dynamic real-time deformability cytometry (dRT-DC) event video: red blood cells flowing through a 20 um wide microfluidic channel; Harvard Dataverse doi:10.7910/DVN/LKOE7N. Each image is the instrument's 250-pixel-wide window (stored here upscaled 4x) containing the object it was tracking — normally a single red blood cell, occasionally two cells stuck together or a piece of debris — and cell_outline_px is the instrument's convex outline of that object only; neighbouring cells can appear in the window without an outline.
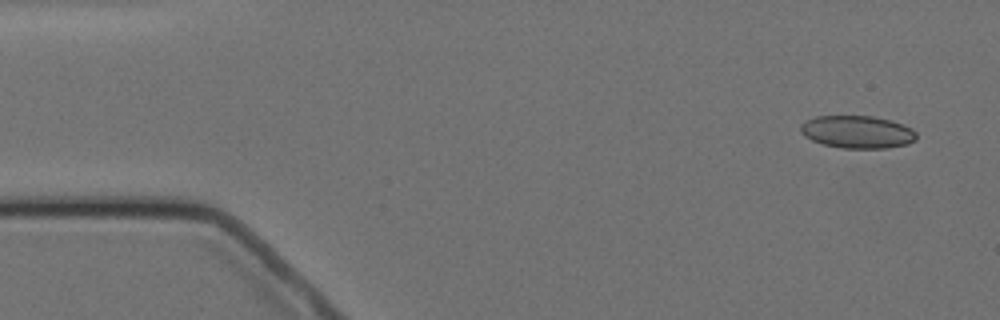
{"species": "Egyptian fruit bat (a non-hibernating species)", "species_latin": "Rousettus aegyptiacus", "temperature_condition": "cold", "stored_images_in_passage": 6, "camera_frame_rate_fps": 3000, "um_per_image_px": 0.085, "animal": {"sex": "female"}, "frame": {"image": 1, "passage_image": 1, "time_ms": 0.0, "image_size_px": [1000, 320], "cell_outline_px": [[916, 140], [908, 144], [888, 148], [840, 148], [824, 144], [812, 140], [804, 136], [800, 132], [800, 124], [804, 120], [816, 116], [872, 116], [892, 120], [912, 128], [916, 132]], "centroid_in_image_um": [72.87, 11.21], "position_along_channel_um": 12.1, "area_um2": 22.25}}
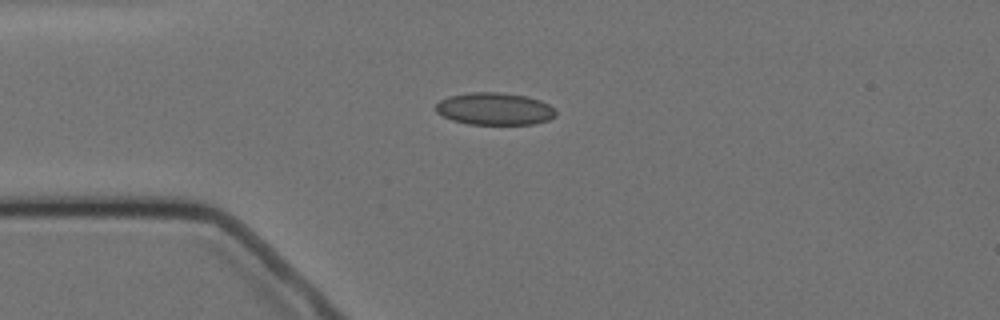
{"frame": {"image": 2, "passage_image": 4, "time_ms": 3.333, "image_size_px": [1000, 320], "cell_outline_px": [[556, 116], [548, 120], [536, 124], [468, 124], [452, 120], [436, 112], [436, 104], [440, 100], [448, 96], [468, 92], [500, 92], [528, 96], [540, 100], [556, 108]], "centroid_in_image_um": [42.07, 9.24], "position_along_channel_um": 42.9, "area_um2": 22.83}}
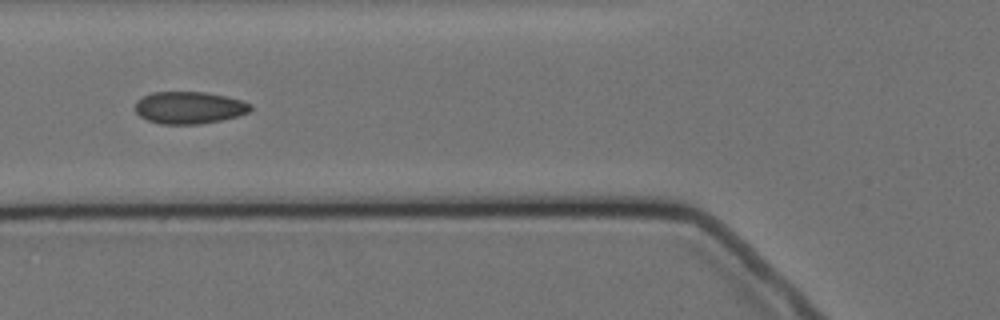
{"frame": {"image": 3, "passage_image": 6, "time_ms": 5.667, "image_size_px": [1000, 320], "cell_outline_px": [[252, 108], [248, 112], [236, 116], [220, 120], [200, 124], [160, 124], [148, 120], [140, 116], [136, 112], [136, 100], [152, 92], [204, 92], [224, 96], [240, 100], [252, 104]], "centroid_in_image_um": [16.06, 9.15], "position_along_channel_um": 109.7, "area_um2": 21.44}}